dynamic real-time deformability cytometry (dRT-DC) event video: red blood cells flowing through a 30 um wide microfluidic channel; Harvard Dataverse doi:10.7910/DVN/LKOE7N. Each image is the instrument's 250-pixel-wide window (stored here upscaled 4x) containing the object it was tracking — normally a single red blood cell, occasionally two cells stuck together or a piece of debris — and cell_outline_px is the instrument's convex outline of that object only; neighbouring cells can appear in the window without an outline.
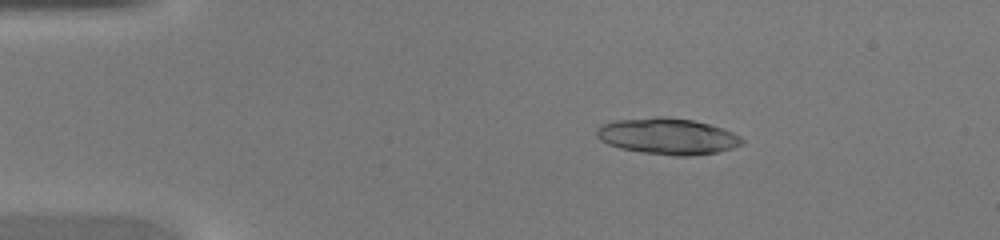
{"species": "common noctule bat (a hibernating species)", "species_latin": "Nyctalus noctula", "temperature_condition": "warm", "stored_images_in_passage": 42, "camera_frame_rate_fps": 3000, "um_per_image_px": 0.085, "animal": {"sex": "female", "body_mass_g": 20.0, "forearm_length_mm": 54.0}, "frame": {"image": 1, "passage_image": 6, "time_ms": 1.667, "image_size_px": [1000, 240], "cell_outline_px": [[744, 144], [732, 148], [716, 152], [692, 156], [676, 156], [640, 152], [620, 148], [608, 144], [600, 140], [596, 136], [596, 128], [600, 124], [616, 120], [656, 116], [664, 116], [692, 120], [708, 124], [732, 132], [740, 136], [744, 140]], "centroid_in_image_um": [56.71, 11.58], "position_along_channel_um": 28.3, "area_um2": 30.87}}